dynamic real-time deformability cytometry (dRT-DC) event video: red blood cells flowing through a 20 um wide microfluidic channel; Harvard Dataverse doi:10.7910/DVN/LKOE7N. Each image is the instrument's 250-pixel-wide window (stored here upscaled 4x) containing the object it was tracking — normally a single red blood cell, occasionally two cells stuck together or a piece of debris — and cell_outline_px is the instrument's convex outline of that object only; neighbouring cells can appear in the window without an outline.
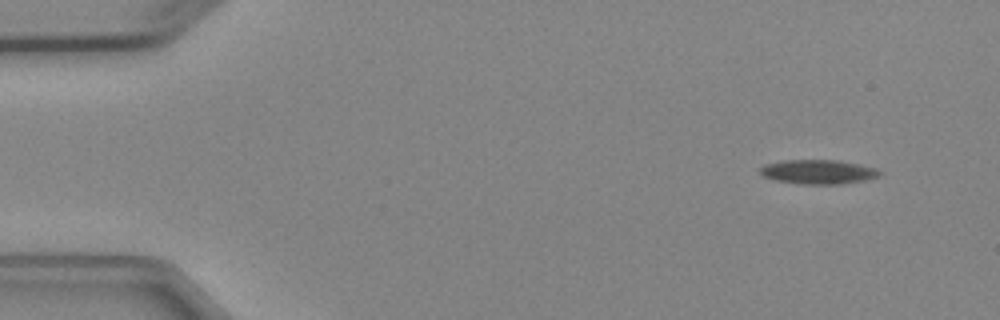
{"species": "Egyptian fruit bat (a non-hibernating species)", "species_latin": "Rousettus aegyptiacus", "temperature_condition": "cold", "stored_images_in_passage": 5, "camera_frame_rate_fps": 3000, "um_per_image_px": 0.085, "animal": {"sex": "female"}, "frame": {"image": 1, "passage_image": 1, "time_ms": 0.0, "image_size_px": [1000, 320], "cell_outline_px": [[884, 172], [880, 176], [864, 180], [840, 184], [800, 184], [776, 180], [764, 176], [760, 172], [760, 168], [764, 164], [784, 160], [840, 160], [876, 168]], "centroid_in_image_um": [69.58, 14.6], "position_along_channel_um": 15.4, "area_um2": 16.94}}
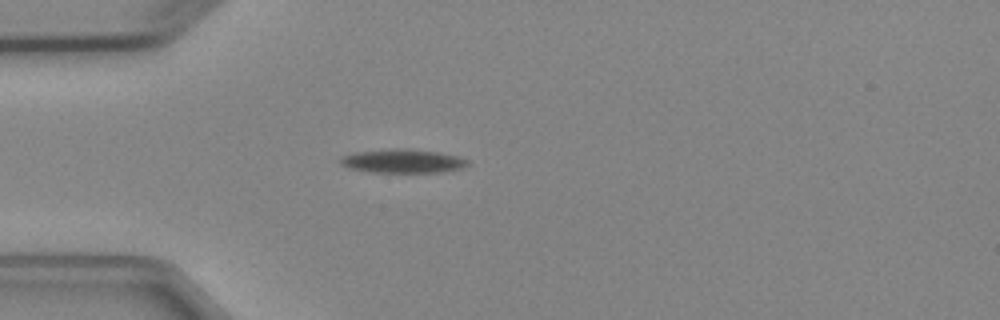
{"frame": {"image": 2, "passage_image": 3, "time_ms": 3.333, "image_size_px": [1000, 320], "cell_outline_px": [[468, 164], [464, 168], [440, 172], [372, 172], [348, 168], [340, 164], [336, 160], [340, 156], [352, 152], [392, 148], [400, 148], [436, 152], [456, 156], [468, 160]], "centroid_in_image_um": [34.13, 13.69], "position_along_channel_um": 50.9, "area_um2": 17.74}}